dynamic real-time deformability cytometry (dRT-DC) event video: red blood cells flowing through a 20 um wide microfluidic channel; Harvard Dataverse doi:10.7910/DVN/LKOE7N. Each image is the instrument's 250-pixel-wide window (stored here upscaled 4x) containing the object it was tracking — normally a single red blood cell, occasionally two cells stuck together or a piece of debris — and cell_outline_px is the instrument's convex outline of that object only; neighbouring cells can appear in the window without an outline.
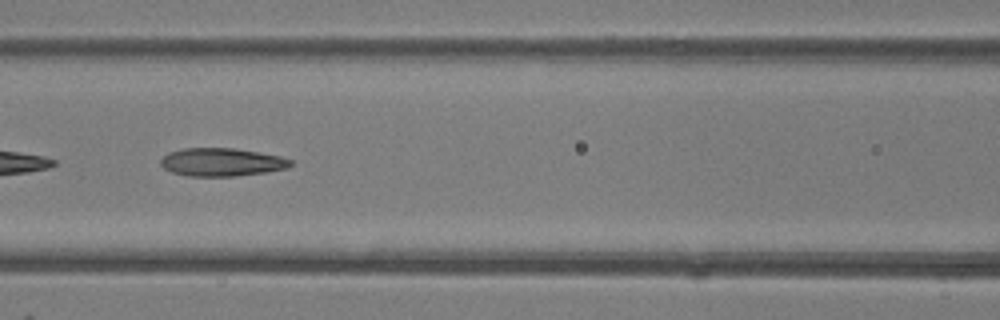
{"species": "common noctule bat (a hibernating species)", "species_latin": "Nyctalus noctula", "temperature_condition": "room temperature", "stored_images_in_passage": 47, "camera_frame_rate_fps": 3000, "um_per_image_px": 0.085, "animal": {"sex": "female"}, "frame": {"image": 1, "passage_image": 21, "time_ms": 6.667, "image_size_px": [1000, 320], "cell_outline_px": [[292, 164], [288, 168], [264, 172], [236, 176], [188, 176], [172, 172], [164, 168], [160, 164], [160, 160], [168, 152], [184, 148], [236, 148], [280, 156], [292, 160]], "centroid_in_image_um": [18.83, 13.77], "position_along_channel_um": 147.8, "area_um2": 21.27}}
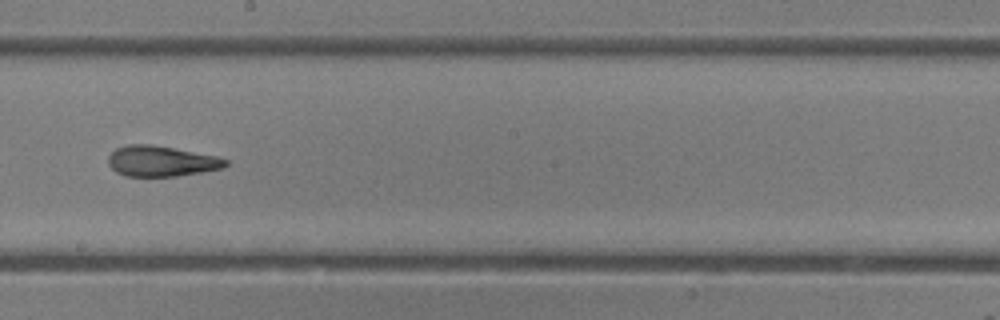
{"frame": {"image": 2, "passage_image": 27, "time_ms": 8.667, "image_size_px": [1000, 320], "cell_outline_px": [[228, 164], [224, 168], [176, 176], [124, 176], [116, 172], [108, 164], [108, 156], [116, 148], [128, 144], [148, 144], [172, 148], [216, 156], [228, 160]], "centroid_in_image_um": [13.68, 13.7], "position_along_channel_um": 234.5, "area_um2": 20.75}, "authors_computed_cell_mechanics": {"area_um2": 22.3108, "velocity_mm_per_s": 4.3438, "shape_relaxation_time_tau1_ms": 4.0717, "shape_relaxation_time_tau2_ms": 2.2318, "deformation_change_tau1": 0.1851, "deformation_change_tau2": 0.1309}}